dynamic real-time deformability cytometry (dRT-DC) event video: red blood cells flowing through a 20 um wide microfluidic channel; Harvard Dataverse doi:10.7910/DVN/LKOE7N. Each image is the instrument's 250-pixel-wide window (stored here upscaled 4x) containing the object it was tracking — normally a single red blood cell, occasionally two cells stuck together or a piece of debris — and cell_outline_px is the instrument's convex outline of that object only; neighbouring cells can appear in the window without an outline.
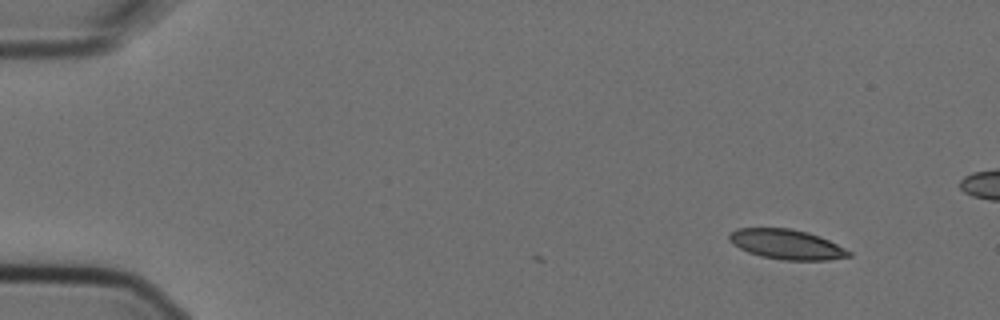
{"species": "Egyptian fruit bat (a non-hibernating species)", "species_latin": "Rousettus aegyptiacus", "temperature_condition": "cold", "stored_images_in_passage": 10, "camera_frame_rate_fps": 3000, "um_per_image_px": 0.085, "animal": {"sex": "female"}, "frame": {"image": 1, "passage_image": 1, "time_ms": 0.0, "image_size_px": [1000, 320], "cell_outline_px": [[852, 256], [828, 260], [784, 260], [760, 256], [748, 252], [732, 244], [728, 240], [728, 232], [736, 228], [792, 228], [808, 232], [820, 236], [852, 252]], "centroid_in_image_um": [66.83, 20.76], "position_along_channel_um": 18.2, "area_um2": 20.98}}
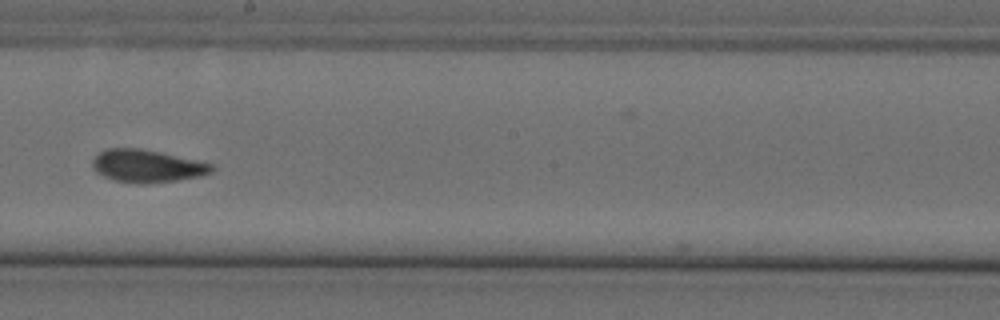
{"frame": {"image": 2, "passage_image": 8, "time_ms": 2.333, "image_size_px": [1000, 320], "cell_outline_px": [[216, 168], [212, 172], [200, 176], [176, 180], [144, 184], [136, 184], [112, 180], [96, 172], [92, 168], [92, 160], [104, 148], [140, 148], [160, 152], [196, 160], [212, 164]], "centroid_in_image_um": [12.47, 14.11], "position_along_channel_um": 235.7, "area_um2": 22.77}}
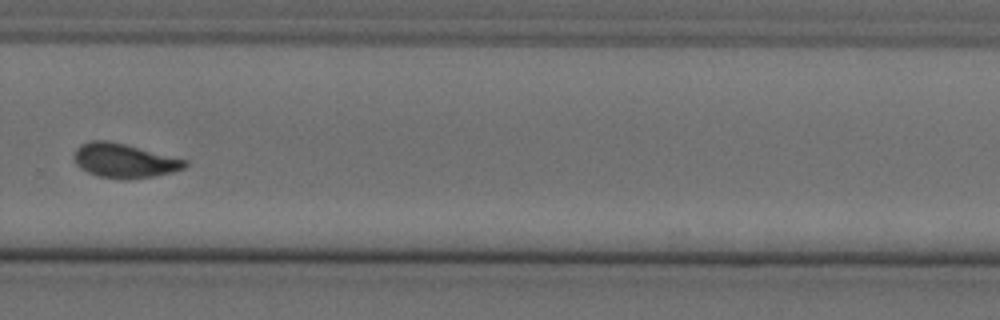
{"frame": {"image": 3, "passage_image": 10, "time_ms": 3.0, "image_size_px": [1000, 320], "cell_outline_px": [[188, 164], [184, 168], [172, 172], [152, 176], [128, 180], [96, 176], [80, 168], [72, 160], [72, 152], [80, 144], [88, 140], [108, 140], [188, 160]], "centroid_in_image_um": [10.49, 13.65], "position_along_channel_um": 319.3, "area_um2": 22.37}}